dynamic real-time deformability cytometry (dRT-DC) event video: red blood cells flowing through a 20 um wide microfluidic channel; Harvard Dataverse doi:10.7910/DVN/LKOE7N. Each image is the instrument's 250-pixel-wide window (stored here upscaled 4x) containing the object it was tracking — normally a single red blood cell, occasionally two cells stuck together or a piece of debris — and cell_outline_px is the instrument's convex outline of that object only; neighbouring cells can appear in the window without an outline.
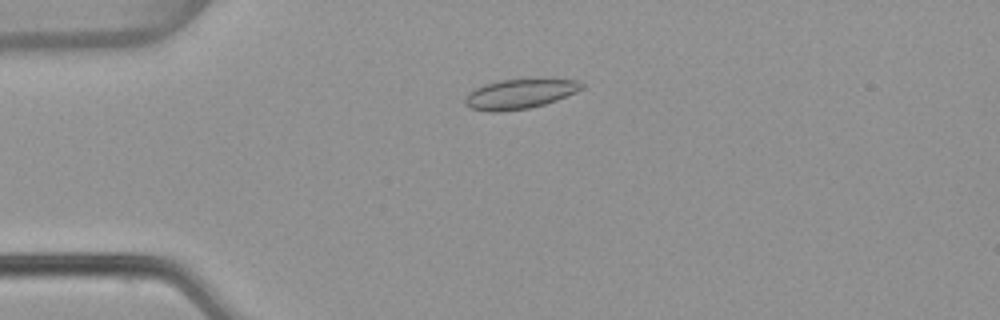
{"species": "common noctule bat (a hibernating species)", "species_latin": "Nyctalus noctula", "temperature_condition": "warm", "stored_images_in_passage": 54, "camera_frame_rate_fps": 3000, "um_per_image_px": 0.085, "animal": {"sex": "female", "body_mass_g": 22.7, "forearm_length_mm": 54.2}, "frame": {"image": 1, "passage_image": 14, "time_ms": 4.333, "image_size_px": [1000, 320], "cell_outline_px": [[584, 88], [576, 92], [556, 100], [544, 104], [528, 108], [500, 112], [492, 112], [472, 108], [464, 104], [464, 100], [476, 88], [484, 84], [500, 80], [576, 80], [584, 84]], "centroid_in_image_um": [44.18, 8.0], "position_along_channel_um": 40.8, "area_um2": 19.65}}
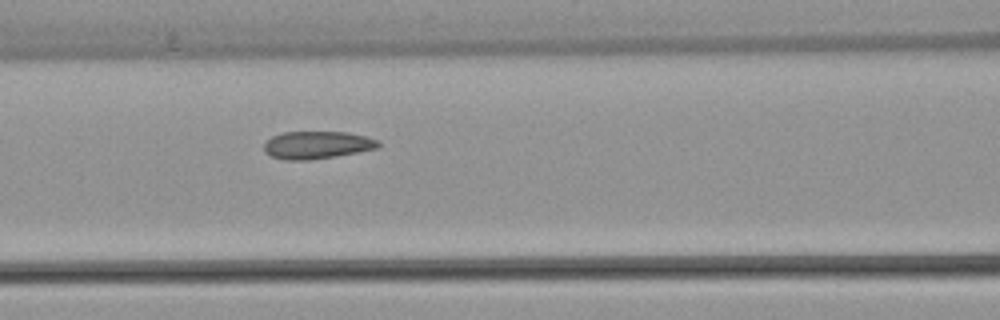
{"frame": {"image": 2, "passage_image": 24, "time_ms": 7.667, "image_size_px": [1000, 320], "cell_outline_px": [[380, 144], [376, 148], [336, 156], [312, 160], [284, 160], [272, 156], [264, 152], [264, 144], [272, 136], [284, 132], [348, 132], [380, 140]], "centroid_in_image_um": [26.93, 12.32], "position_along_channel_um": 139.7, "area_um2": 18.32}}
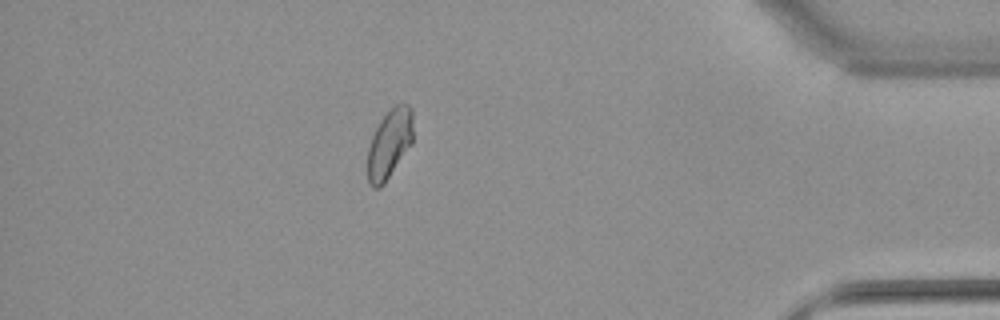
{"frame": {"image": 3, "passage_image": 48, "time_ms": 15.667, "image_size_px": [1000, 320], "cell_outline_px": [[412, 144], [384, 184], [380, 188], [372, 188], [368, 180], [368, 148], [372, 136], [380, 120], [396, 104], [408, 104], [412, 108]], "centroid_in_image_um": [33.1, 12.24], "position_along_channel_um": 402.1, "area_um2": 18.21}, "authors_computed_cell_mechanics": {"area_um2": 18.785, "velocity_mm_per_s": 3.8125, "shape_relaxation_time_tau1_ms": null, "shape_relaxation_time_tau2_ms": 2.4305, "deformation_change_tau1": null, "deformation_change_tau2": 0.071}}